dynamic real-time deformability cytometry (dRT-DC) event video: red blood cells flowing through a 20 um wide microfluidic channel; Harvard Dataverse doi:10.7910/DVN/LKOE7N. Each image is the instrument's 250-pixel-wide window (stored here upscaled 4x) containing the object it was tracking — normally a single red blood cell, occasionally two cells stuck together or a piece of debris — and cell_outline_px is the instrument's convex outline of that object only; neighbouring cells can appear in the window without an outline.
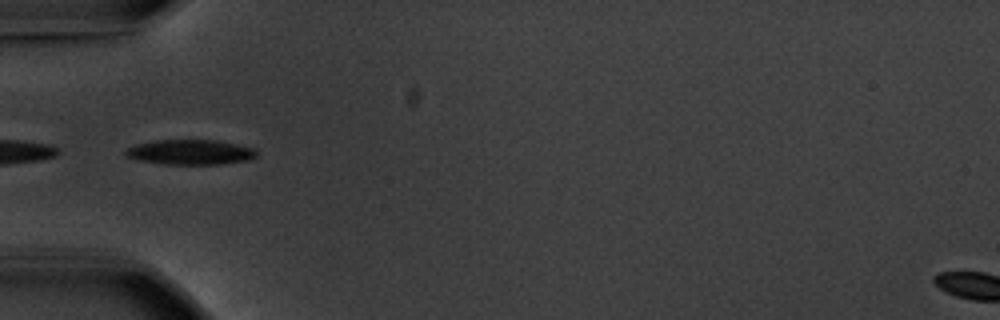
{"species": "common noctule bat (a hibernating species)", "species_latin": "Nyctalus noctula", "temperature_condition": "warm", "stored_images_in_passage": 3, "camera_frame_rate_fps": 3000, "um_per_image_px": 0.085, "animal": {"sex": "male", "body_mass_g": 20.1, "forearm_length_mm": 53.5}, "frame": {"image": 1, "passage_image": 1, "time_ms": 0.0, "image_size_px": [1000, 320], "cell_outline_px": [[260, 152], [252, 160], [220, 164], [164, 164], [136, 160], [128, 156], [124, 152], [124, 148], [136, 144], [156, 140], [216, 140], [256, 148]], "centroid_in_image_um": [16.21, 12.93], "position_along_channel_um": 68.8, "area_um2": 19.36}}